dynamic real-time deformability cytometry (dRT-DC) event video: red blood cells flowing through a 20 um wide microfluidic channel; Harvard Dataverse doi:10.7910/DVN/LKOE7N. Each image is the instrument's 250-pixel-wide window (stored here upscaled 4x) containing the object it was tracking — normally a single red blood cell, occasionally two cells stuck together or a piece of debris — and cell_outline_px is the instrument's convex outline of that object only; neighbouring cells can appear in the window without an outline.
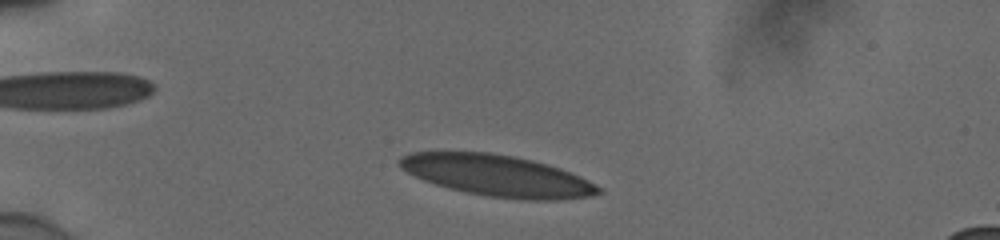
{"species": "human", "species_latin": "Homo sapiens", "temperature_condition": "cold", "stored_images_in_passage": 41, "camera_frame_rate_fps": 3000, "um_per_image_px": 0.085, "donor": {"sex": "male"}, "frame": {"image": 1, "passage_image": 5, "time_ms": 1.333, "image_size_px": [1000, 240], "cell_outline_px": [[604, 192], [592, 196], [556, 200], [520, 200], [488, 196], [464, 192], [448, 188], [424, 180], [400, 168], [396, 164], [396, 160], [400, 156], [412, 152], [488, 152], [512, 156], [532, 160], [560, 168], [580, 176], [604, 188]], "centroid_in_image_um": [42.28, 14.94], "position_along_channel_um": 42.7, "area_um2": 48.09}}
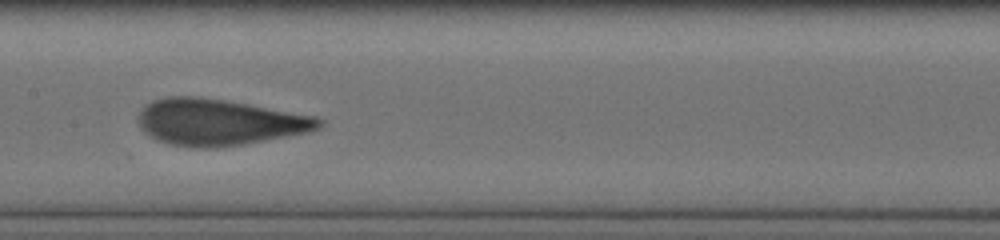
{"frame": {"image": 2, "passage_image": 20, "time_ms": 6.333, "image_size_px": [1000, 240], "cell_outline_px": [[324, 124], [320, 128], [308, 132], [244, 144], [208, 148], [204, 148], [168, 144], [156, 140], [144, 132], [140, 128], [136, 120], [140, 112], [152, 100], [168, 96], [196, 96], [224, 100], [248, 104], [316, 116], [324, 120]], "centroid_in_image_um": [18.61, 10.38], "position_along_channel_um": 188.8, "area_um2": 48.73}}
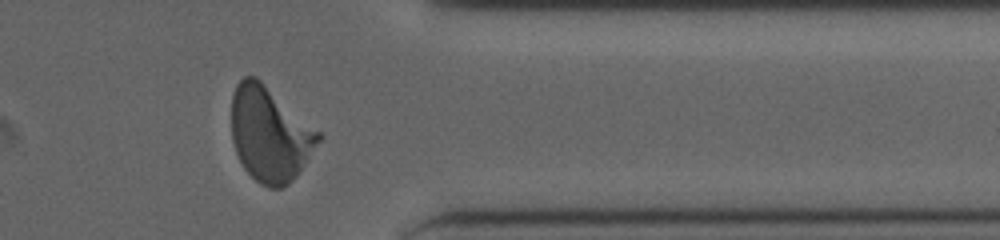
{"frame": {"image": 3, "passage_image": 36, "time_ms": 11.667, "image_size_px": [1000, 240], "cell_outline_px": [[324, 136], [300, 172], [288, 184], [280, 188], [268, 188], [260, 184], [244, 168], [236, 152], [232, 140], [232, 96], [236, 84], [244, 76], [256, 76], [320, 132]], "centroid_in_image_um": [22.94, 11.41], "position_along_channel_um": 388.5, "area_um2": 47.97}, "authors_computed_cell_mechanics": {"area_um2": 47.5694, "velocity_mm_per_s": 3.8801, "shape_relaxation_time_tau1_ms": 6.0322, "shape_relaxation_time_tau2_ms": 0.7231, "deformation_change_tau1": 0.2058, "deformation_change_tau2": 0.07}}